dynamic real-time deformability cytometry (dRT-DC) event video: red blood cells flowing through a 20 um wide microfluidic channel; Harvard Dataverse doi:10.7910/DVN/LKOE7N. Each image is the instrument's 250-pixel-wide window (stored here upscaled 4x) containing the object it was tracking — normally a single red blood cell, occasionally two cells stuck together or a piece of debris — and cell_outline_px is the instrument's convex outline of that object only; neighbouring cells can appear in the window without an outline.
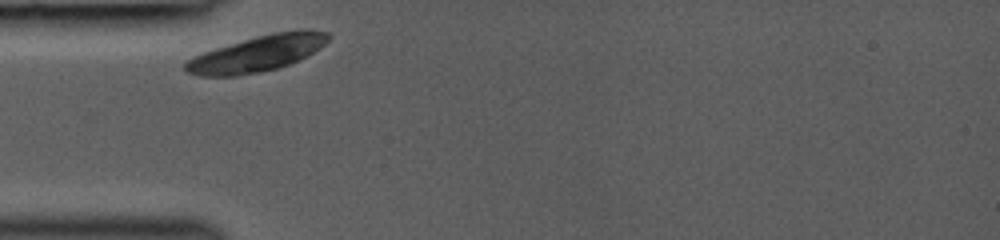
{"species": "common noctule bat (a hibernating species)", "species_latin": "Nyctalus noctula", "temperature_condition": "room temperature", "stored_images_in_passage": 24, "camera_frame_rate_fps": 3000, "um_per_image_px": 0.085, "animal": {"sex": "female", "body_mass_g": 19.0, "forearm_length_mm": 53.3}, "frame": {"image": 1, "passage_image": 1, "time_ms": 0.0, "image_size_px": [1000, 240], "cell_outline_px": [[332, 36], [320, 48], [288, 64], [276, 68], [260, 72], [236, 76], [200, 76], [184, 72], [184, 64], [192, 56], [216, 48], [256, 36], [272, 32], [300, 28], [308, 28], [328, 32]], "centroid_in_image_um": [21.87, 4.53], "position_along_channel_um": 63.1, "area_um2": 30.0}}
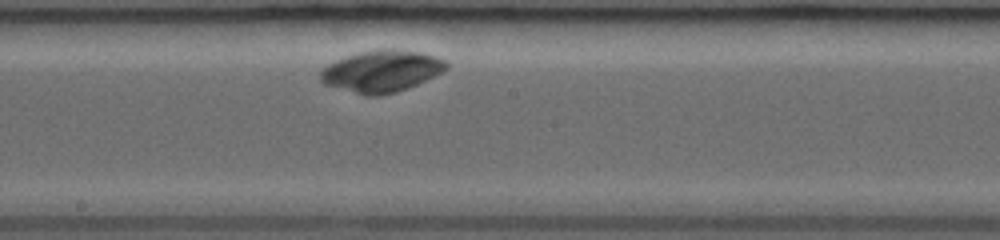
{"frame": {"image": 2, "passage_image": 13, "time_ms": 4.0, "image_size_px": [1000, 240], "cell_outline_px": [[448, 68], [416, 84], [396, 92], [376, 96], [364, 96], [324, 84], [320, 80], [320, 72], [328, 64], [336, 60], [360, 52], [380, 48], [392, 48], [420, 52], [436, 56], [444, 60], [448, 64]], "centroid_in_image_um": [32.4, 6.04], "position_along_channel_um": 215.8, "area_um2": 30.46}}
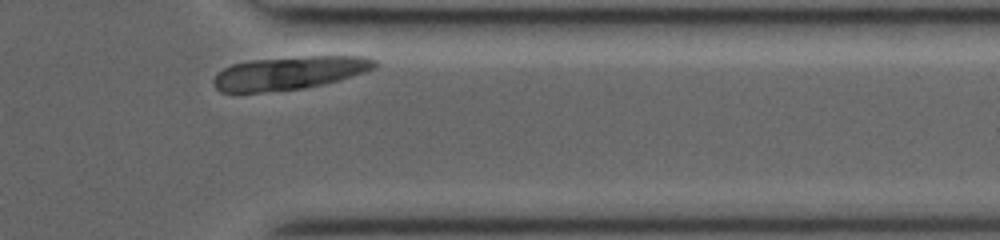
{"frame": {"image": 3, "passage_image": 24, "time_ms": 8.333, "image_size_px": [1000, 240], "cell_outline_px": [[380, 64], [376, 68], [340, 80], [324, 84], [304, 88], [260, 92], [220, 92], [212, 84], [212, 80], [224, 68], [232, 64], [252, 60], [304, 56], [368, 56], [376, 60]], "centroid_in_image_um": [24.64, 6.19], "position_along_channel_um": 386.8, "area_um2": 31.33}}